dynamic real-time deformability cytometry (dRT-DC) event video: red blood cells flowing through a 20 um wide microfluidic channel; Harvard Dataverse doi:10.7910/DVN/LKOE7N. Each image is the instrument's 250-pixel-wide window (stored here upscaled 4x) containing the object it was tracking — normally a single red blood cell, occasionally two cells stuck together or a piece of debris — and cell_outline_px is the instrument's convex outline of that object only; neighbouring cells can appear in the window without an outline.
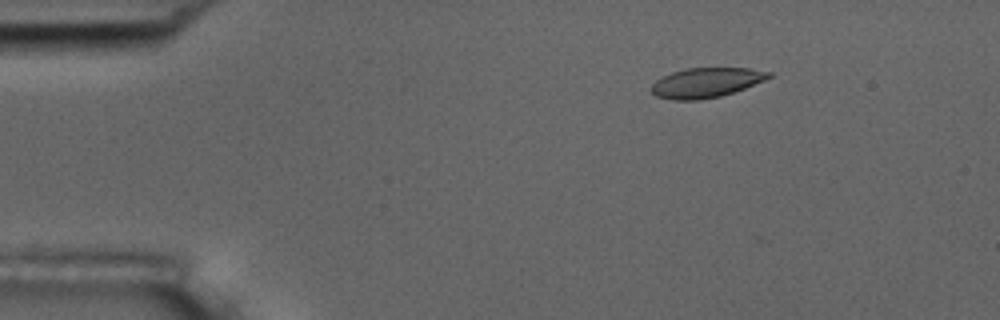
{"species": "common noctule bat (a hibernating species)", "species_latin": "Nyctalus noctula", "temperature_condition": "room temperature", "stored_images_in_passage": 5, "camera_frame_rate_fps": 3000, "um_per_image_px": 0.085, "animal": {"sex": "male", "body_mass_g": 17.5, "forearm_length_mm": 52.3}, "frame": {"image": 1, "passage_image": 2, "time_ms": 2.0, "image_size_px": [1000, 320], "cell_outline_px": [[772, 76], [764, 80], [744, 88], [720, 96], [696, 100], [672, 100], [656, 96], [652, 92], [652, 84], [656, 80], [672, 72], [684, 68], [748, 68], [772, 72]], "centroid_in_image_um": [60.01, 7.02], "position_along_channel_um": 25.0, "area_um2": 20.17}}
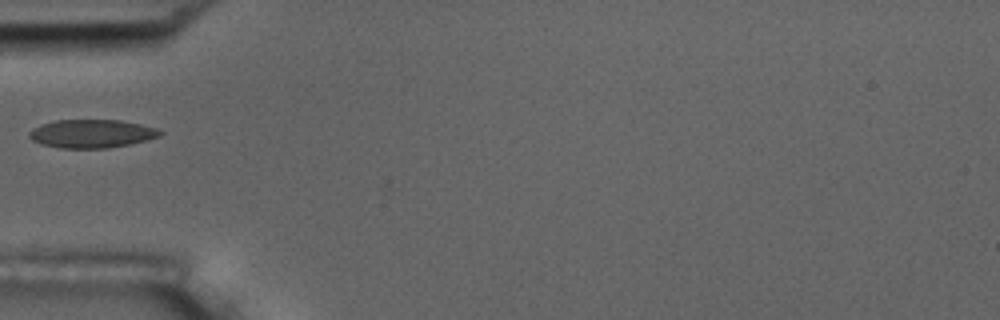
{"frame": {"image": 2, "passage_image": 5, "time_ms": 5.333, "image_size_px": [1000, 320], "cell_outline_px": [[164, 132], [160, 136], [128, 144], [108, 148], [60, 148], [44, 144], [32, 140], [28, 136], [28, 132], [32, 128], [40, 124], [56, 120], [120, 120], [140, 124], [156, 128]], "centroid_in_image_um": [7.76, 11.35], "position_along_channel_um": 77.2, "area_um2": 21.5}}